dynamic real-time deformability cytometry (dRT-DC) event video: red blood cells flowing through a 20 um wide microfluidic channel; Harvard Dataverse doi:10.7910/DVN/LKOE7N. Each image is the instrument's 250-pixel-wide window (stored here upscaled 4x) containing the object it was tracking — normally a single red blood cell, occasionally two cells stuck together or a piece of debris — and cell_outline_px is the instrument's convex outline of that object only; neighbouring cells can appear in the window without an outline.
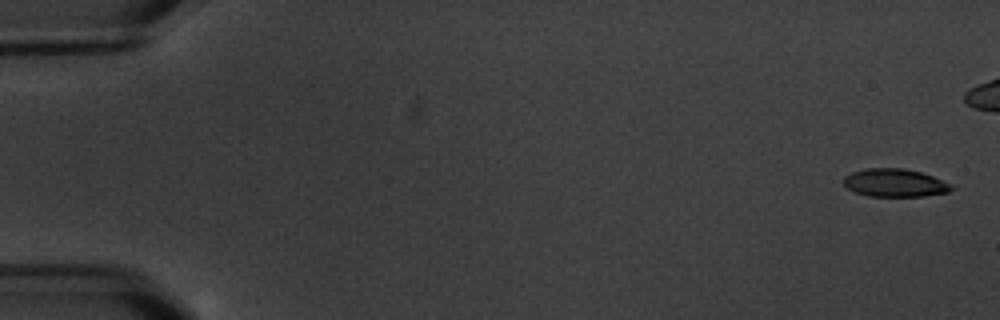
{"species": "common noctule bat (a hibernating species)", "species_latin": "Nyctalus noctula", "temperature_condition": "warm", "stored_images_in_passage": 7, "camera_frame_rate_fps": 3000, "um_per_image_px": 0.085, "animal": {"sex": "male", "body_mass_g": 20.1, "forearm_length_mm": 53.5}, "frame": {"image": 1, "passage_image": 1, "time_ms": 0.0, "image_size_px": [1000, 320], "cell_outline_px": [[956, 188], [948, 192], [924, 196], [868, 196], [856, 192], [848, 188], [844, 184], [844, 176], [852, 172], [868, 168], [904, 168], [920, 172], [932, 176], [952, 184]], "centroid_in_image_um": [76.09, 15.54], "position_along_channel_um": 8.9, "area_um2": 17.57}}